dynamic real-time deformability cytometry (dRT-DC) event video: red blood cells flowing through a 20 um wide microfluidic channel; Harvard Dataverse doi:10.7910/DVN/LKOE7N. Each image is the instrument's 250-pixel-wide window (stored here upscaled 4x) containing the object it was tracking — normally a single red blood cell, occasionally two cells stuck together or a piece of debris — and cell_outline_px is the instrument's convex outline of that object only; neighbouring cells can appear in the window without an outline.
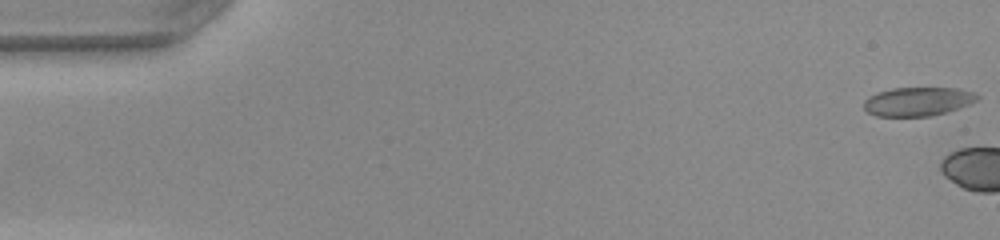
{"species": "common noctule bat (a hibernating species)", "species_latin": "Nyctalus noctula", "temperature_condition": "warm", "stored_images_in_passage": 4, "camera_frame_rate_fps": 3000, "um_per_image_px": 0.085, "animal": {"sex": "female", "body_mass_g": 22.0, "forearm_length_mm": 56.7}, "frame": {"image": 1, "passage_image": 1, "time_ms": 0.0, "image_size_px": [1000, 240], "cell_outline_px": [[980, 96], [976, 100], [968, 104], [944, 112], [928, 116], [876, 116], [868, 112], [864, 108], [864, 100], [868, 96], [876, 92], [892, 88], [956, 88], [972, 92]], "centroid_in_image_um": [77.94, 8.62], "position_along_channel_um": 7.1, "area_um2": 18.79}}